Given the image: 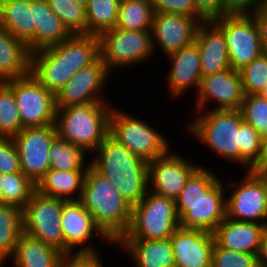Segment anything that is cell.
Wrapping results in <instances>:
<instances>
[{"label":"cell","mask_w":267,"mask_h":267,"mask_svg":"<svg viewBox=\"0 0 267 267\" xmlns=\"http://www.w3.org/2000/svg\"><path fill=\"white\" fill-rule=\"evenodd\" d=\"M195 42L199 47L202 77L231 68L224 32L212 20L199 24Z\"/></svg>","instance_id":"cell-22"},{"label":"cell","mask_w":267,"mask_h":267,"mask_svg":"<svg viewBox=\"0 0 267 267\" xmlns=\"http://www.w3.org/2000/svg\"><path fill=\"white\" fill-rule=\"evenodd\" d=\"M260 95L267 100V84L265 85L264 90L260 93Z\"/></svg>","instance_id":"cell-52"},{"label":"cell","mask_w":267,"mask_h":267,"mask_svg":"<svg viewBox=\"0 0 267 267\" xmlns=\"http://www.w3.org/2000/svg\"><path fill=\"white\" fill-rule=\"evenodd\" d=\"M240 112L243 121L252 125L263 138L267 136V100L260 94H244Z\"/></svg>","instance_id":"cell-39"},{"label":"cell","mask_w":267,"mask_h":267,"mask_svg":"<svg viewBox=\"0 0 267 267\" xmlns=\"http://www.w3.org/2000/svg\"><path fill=\"white\" fill-rule=\"evenodd\" d=\"M98 38L100 59L111 74L117 68L126 69L148 63L155 55L151 30L134 31L115 27L104 31Z\"/></svg>","instance_id":"cell-6"},{"label":"cell","mask_w":267,"mask_h":267,"mask_svg":"<svg viewBox=\"0 0 267 267\" xmlns=\"http://www.w3.org/2000/svg\"><path fill=\"white\" fill-rule=\"evenodd\" d=\"M252 16L259 30L262 49L267 52V0H262L261 5Z\"/></svg>","instance_id":"cell-48"},{"label":"cell","mask_w":267,"mask_h":267,"mask_svg":"<svg viewBox=\"0 0 267 267\" xmlns=\"http://www.w3.org/2000/svg\"><path fill=\"white\" fill-rule=\"evenodd\" d=\"M5 83L13 90L23 128L55 124L56 95L31 74Z\"/></svg>","instance_id":"cell-10"},{"label":"cell","mask_w":267,"mask_h":267,"mask_svg":"<svg viewBox=\"0 0 267 267\" xmlns=\"http://www.w3.org/2000/svg\"><path fill=\"white\" fill-rule=\"evenodd\" d=\"M80 201L113 243L127 233L132 221V206L114 184L91 165L85 174Z\"/></svg>","instance_id":"cell-2"},{"label":"cell","mask_w":267,"mask_h":267,"mask_svg":"<svg viewBox=\"0 0 267 267\" xmlns=\"http://www.w3.org/2000/svg\"><path fill=\"white\" fill-rule=\"evenodd\" d=\"M195 95V111L240 110L244 92L239 71L229 68L202 77Z\"/></svg>","instance_id":"cell-15"},{"label":"cell","mask_w":267,"mask_h":267,"mask_svg":"<svg viewBox=\"0 0 267 267\" xmlns=\"http://www.w3.org/2000/svg\"><path fill=\"white\" fill-rule=\"evenodd\" d=\"M63 200L35 190L22 209L23 233L64 253L61 228Z\"/></svg>","instance_id":"cell-9"},{"label":"cell","mask_w":267,"mask_h":267,"mask_svg":"<svg viewBox=\"0 0 267 267\" xmlns=\"http://www.w3.org/2000/svg\"><path fill=\"white\" fill-rule=\"evenodd\" d=\"M244 94H260L267 84V52L239 70Z\"/></svg>","instance_id":"cell-40"},{"label":"cell","mask_w":267,"mask_h":267,"mask_svg":"<svg viewBox=\"0 0 267 267\" xmlns=\"http://www.w3.org/2000/svg\"><path fill=\"white\" fill-rule=\"evenodd\" d=\"M212 21L224 32L233 70H241L264 52L252 15H224Z\"/></svg>","instance_id":"cell-11"},{"label":"cell","mask_w":267,"mask_h":267,"mask_svg":"<svg viewBox=\"0 0 267 267\" xmlns=\"http://www.w3.org/2000/svg\"><path fill=\"white\" fill-rule=\"evenodd\" d=\"M117 248H122L135 267H174L173 249L169 238L120 239Z\"/></svg>","instance_id":"cell-24"},{"label":"cell","mask_w":267,"mask_h":267,"mask_svg":"<svg viewBox=\"0 0 267 267\" xmlns=\"http://www.w3.org/2000/svg\"><path fill=\"white\" fill-rule=\"evenodd\" d=\"M155 13H174L195 17L200 23L206 21L195 9L193 0H152Z\"/></svg>","instance_id":"cell-43"},{"label":"cell","mask_w":267,"mask_h":267,"mask_svg":"<svg viewBox=\"0 0 267 267\" xmlns=\"http://www.w3.org/2000/svg\"><path fill=\"white\" fill-rule=\"evenodd\" d=\"M199 24L200 22L192 16L155 13L151 27L154 52L161 51L166 57L190 45L195 41Z\"/></svg>","instance_id":"cell-18"},{"label":"cell","mask_w":267,"mask_h":267,"mask_svg":"<svg viewBox=\"0 0 267 267\" xmlns=\"http://www.w3.org/2000/svg\"><path fill=\"white\" fill-rule=\"evenodd\" d=\"M0 27L28 45L35 38L36 29L31 3L1 0Z\"/></svg>","instance_id":"cell-28"},{"label":"cell","mask_w":267,"mask_h":267,"mask_svg":"<svg viewBox=\"0 0 267 267\" xmlns=\"http://www.w3.org/2000/svg\"><path fill=\"white\" fill-rule=\"evenodd\" d=\"M154 14L152 0H121L116 28L151 30Z\"/></svg>","instance_id":"cell-31"},{"label":"cell","mask_w":267,"mask_h":267,"mask_svg":"<svg viewBox=\"0 0 267 267\" xmlns=\"http://www.w3.org/2000/svg\"><path fill=\"white\" fill-rule=\"evenodd\" d=\"M57 137L55 124L23 128L12 139L17 147L21 171L34 183L50 169L49 150Z\"/></svg>","instance_id":"cell-12"},{"label":"cell","mask_w":267,"mask_h":267,"mask_svg":"<svg viewBox=\"0 0 267 267\" xmlns=\"http://www.w3.org/2000/svg\"><path fill=\"white\" fill-rule=\"evenodd\" d=\"M103 256L96 252L62 253L57 267H104Z\"/></svg>","instance_id":"cell-44"},{"label":"cell","mask_w":267,"mask_h":267,"mask_svg":"<svg viewBox=\"0 0 267 267\" xmlns=\"http://www.w3.org/2000/svg\"><path fill=\"white\" fill-rule=\"evenodd\" d=\"M218 173L200 166L187 180L175 202H197L204 198L220 181Z\"/></svg>","instance_id":"cell-37"},{"label":"cell","mask_w":267,"mask_h":267,"mask_svg":"<svg viewBox=\"0 0 267 267\" xmlns=\"http://www.w3.org/2000/svg\"><path fill=\"white\" fill-rule=\"evenodd\" d=\"M78 4H81L82 6L86 7L88 4V0H75Z\"/></svg>","instance_id":"cell-53"},{"label":"cell","mask_w":267,"mask_h":267,"mask_svg":"<svg viewBox=\"0 0 267 267\" xmlns=\"http://www.w3.org/2000/svg\"><path fill=\"white\" fill-rule=\"evenodd\" d=\"M180 227L173 199L148 190L145 197L132 207V221L121 239L169 238Z\"/></svg>","instance_id":"cell-7"},{"label":"cell","mask_w":267,"mask_h":267,"mask_svg":"<svg viewBox=\"0 0 267 267\" xmlns=\"http://www.w3.org/2000/svg\"><path fill=\"white\" fill-rule=\"evenodd\" d=\"M226 187L221 180L197 202H175L180 227L212 233L226 217Z\"/></svg>","instance_id":"cell-17"},{"label":"cell","mask_w":267,"mask_h":267,"mask_svg":"<svg viewBox=\"0 0 267 267\" xmlns=\"http://www.w3.org/2000/svg\"><path fill=\"white\" fill-rule=\"evenodd\" d=\"M150 124L152 122L148 123L147 119L137 118L114 105L110 114L109 135L133 154L150 162L172 148L168 137Z\"/></svg>","instance_id":"cell-5"},{"label":"cell","mask_w":267,"mask_h":267,"mask_svg":"<svg viewBox=\"0 0 267 267\" xmlns=\"http://www.w3.org/2000/svg\"><path fill=\"white\" fill-rule=\"evenodd\" d=\"M30 74L56 95L75 74L67 65V40L31 53Z\"/></svg>","instance_id":"cell-19"},{"label":"cell","mask_w":267,"mask_h":267,"mask_svg":"<svg viewBox=\"0 0 267 267\" xmlns=\"http://www.w3.org/2000/svg\"><path fill=\"white\" fill-rule=\"evenodd\" d=\"M2 264L5 265V263L0 259V267H4Z\"/></svg>","instance_id":"cell-55"},{"label":"cell","mask_w":267,"mask_h":267,"mask_svg":"<svg viewBox=\"0 0 267 267\" xmlns=\"http://www.w3.org/2000/svg\"><path fill=\"white\" fill-rule=\"evenodd\" d=\"M179 154L171 148L148 162V190L174 201L179 197L189 177L201 166Z\"/></svg>","instance_id":"cell-13"},{"label":"cell","mask_w":267,"mask_h":267,"mask_svg":"<svg viewBox=\"0 0 267 267\" xmlns=\"http://www.w3.org/2000/svg\"><path fill=\"white\" fill-rule=\"evenodd\" d=\"M88 154L83 148L57 136L53 140L48 154L50 169L58 171L87 170L90 166V160L86 158L90 157Z\"/></svg>","instance_id":"cell-32"},{"label":"cell","mask_w":267,"mask_h":267,"mask_svg":"<svg viewBox=\"0 0 267 267\" xmlns=\"http://www.w3.org/2000/svg\"><path fill=\"white\" fill-rule=\"evenodd\" d=\"M31 6L36 25L35 38L28 44L31 53L62 43L72 35L46 0L32 1Z\"/></svg>","instance_id":"cell-25"},{"label":"cell","mask_w":267,"mask_h":267,"mask_svg":"<svg viewBox=\"0 0 267 267\" xmlns=\"http://www.w3.org/2000/svg\"><path fill=\"white\" fill-rule=\"evenodd\" d=\"M36 190L34 184L22 171L3 175L1 203L16 205L23 209Z\"/></svg>","instance_id":"cell-35"},{"label":"cell","mask_w":267,"mask_h":267,"mask_svg":"<svg viewBox=\"0 0 267 267\" xmlns=\"http://www.w3.org/2000/svg\"><path fill=\"white\" fill-rule=\"evenodd\" d=\"M121 0H88L86 34L99 36L116 27Z\"/></svg>","instance_id":"cell-34"},{"label":"cell","mask_w":267,"mask_h":267,"mask_svg":"<svg viewBox=\"0 0 267 267\" xmlns=\"http://www.w3.org/2000/svg\"><path fill=\"white\" fill-rule=\"evenodd\" d=\"M262 0H221L222 16L252 15L261 5Z\"/></svg>","instance_id":"cell-46"},{"label":"cell","mask_w":267,"mask_h":267,"mask_svg":"<svg viewBox=\"0 0 267 267\" xmlns=\"http://www.w3.org/2000/svg\"><path fill=\"white\" fill-rule=\"evenodd\" d=\"M196 117L185 127L188 135L213 151L217 157L227 159L241 167V122L240 110L194 111ZM198 113V114H197ZM202 115V116H201Z\"/></svg>","instance_id":"cell-4"},{"label":"cell","mask_w":267,"mask_h":267,"mask_svg":"<svg viewBox=\"0 0 267 267\" xmlns=\"http://www.w3.org/2000/svg\"><path fill=\"white\" fill-rule=\"evenodd\" d=\"M257 260L259 267H267V227L261 237Z\"/></svg>","instance_id":"cell-50"},{"label":"cell","mask_w":267,"mask_h":267,"mask_svg":"<svg viewBox=\"0 0 267 267\" xmlns=\"http://www.w3.org/2000/svg\"><path fill=\"white\" fill-rule=\"evenodd\" d=\"M262 137L256 129L241 122V168L251 170V167L258 161L261 152Z\"/></svg>","instance_id":"cell-41"},{"label":"cell","mask_w":267,"mask_h":267,"mask_svg":"<svg viewBox=\"0 0 267 267\" xmlns=\"http://www.w3.org/2000/svg\"><path fill=\"white\" fill-rule=\"evenodd\" d=\"M2 186H3V174L0 173V203H1Z\"/></svg>","instance_id":"cell-51"},{"label":"cell","mask_w":267,"mask_h":267,"mask_svg":"<svg viewBox=\"0 0 267 267\" xmlns=\"http://www.w3.org/2000/svg\"><path fill=\"white\" fill-rule=\"evenodd\" d=\"M211 267H259L257 254L227 250L214 244Z\"/></svg>","instance_id":"cell-42"},{"label":"cell","mask_w":267,"mask_h":267,"mask_svg":"<svg viewBox=\"0 0 267 267\" xmlns=\"http://www.w3.org/2000/svg\"><path fill=\"white\" fill-rule=\"evenodd\" d=\"M30 65L28 45L0 27V82L29 75Z\"/></svg>","instance_id":"cell-26"},{"label":"cell","mask_w":267,"mask_h":267,"mask_svg":"<svg viewBox=\"0 0 267 267\" xmlns=\"http://www.w3.org/2000/svg\"><path fill=\"white\" fill-rule=\"evenodd\" d=\"M266 225L231 220L227 217L213 230L214 242L227 250L258 254Z\"/></svg>","instance_id":"cell-23"},{"label":"cell","mask_w":267,"mask_h":267,"mask_svg":"<svg viewBox=\"0 0 267 267\" xmlns=\"http://www.w3.org/2000/svg\"><path fill=\"white\" fill-rule=\"evenodd\" d=\"M99 57L98 36L74 34L67 39V65L75 73L92 65Z\"/></svg>","instance_id":"cell-33"},{"label":"cell","mask_w":267,"mask_h":267,"mask_svg":"<svg viewBox=\"0 0 267 267\" xmlns=\"http://www.w3.org/2000/svg\"><path fill=\"white\" fill-rule=\"evenodd\" d=\"M21 172L17 147L12 138H0V173Z\"/></svg>","instance_id":"cell-45"},{"label":"cell","mask_w":267,"mask_h":267,"mask_svg":"<svg viewBox=\"0 0 267 267\" xmlns=\"http://www.w3.org/2000/svg\"><path fill=\"white\" fill-rule=\"evenodd\" d=\"M86 171L49 169L36 184V190L43 195L65 201L80 200Z\"/></svg>","instance_id":"cell-29"},{"label":"cell","mask_w":267,"mask_h":267,"mask_svg":"<svg viewBox=\"0 0 267 267\" xmlns=\"http://www.w3.org/2000/svg\"><path fill=\"white\" fill-rule=\"evenodd\" d=\"M174 267H211L213 234L179 227L171 236Z\"/></svg>","instance_id":"cell-21"},{"label":"cell","mask_w":267,"mask_h":267,"mask_svg":"<svg viewBox=\"0 0 267 267\" xmlns=\"http://www.w3.org/2000/svg\"><path fill=\"white\" fill-rule=\"evenodd\" d=\"M110 72L100 57L90 66L82 68L74 74L69 82L56 94V107L109 102L105 87L108 85ZM105 94V95H104Z\"/></svg>","instance_id":"cell-16"},{"label":"cell","mask_w":267,"mask_h":267,"mask_svg":"<svg viewBox=\"0 0 267 267\" xmlns=\"http://www.w3.org/2000/svg\"><path fill=\"white\" fill-rule=\"evenodd\" d=\"M61 255L58 249L22 233L7 262L12 267H57Z\"/></svg>","instance_id":"cell-27"},{"label":"cell","mask_w":267,"mask_h":267,"mask_svg":"<svg viewBox=\"0 0 267 267\" xmlns=\"http://www.w3.org/2000/svg\"><path fill=\"white\" fill-rule=\"evenodd\" d=\"M243 174L239 182L225 184L226 192H231L226 194V217L267 226V174L250 170Z\"/></svg>","instance_id":"cell-8"},{"label":"cell","mask_w":267,"mask_h":267,"mask_svg":"<svg viewBox=\"0 0 267 267\" xmlns=\"http://www.w3.org/2000/svg\"><path fill=\"white\" fill-rule=\"evenodd\" d=\"M112 102H95L57 108V136L83 148L89 155L109 135Z\"/></svg>","instance_id":"cell-3"},{"label":"cell","mask_w":267,"mask_h":267,"mask_svg":"<svg viewBox=\"0 0 267 267\" xmlns=\"http://www.w3.org/2000/svg\"><path fill=\"white\" fill-rule=\"evenodd\" d=\"M23 233L22 209L0 203V259L6 264Z\"/></svg>","instance_id":"cell-30"},{"label":"cell","mask_w":267,"mask_h":267,"mask_svg":"<svg viewBox=\"0 0 267 267\" xmlns=\"http://www.w3.org/2000/svg\"><path fill=\"white\" fill-rule=\"evenodd\" d=\"M256 173L267 174V136L262 138L261 152L258 161L251 167V170Z\"/></svg>","instance_id":"cell-49"},{"label":"cell","mask_w":267,"mask_h":267,"mask_svg":"<svg viewBox=\"0 0 267 267\" xmlns=\"http://www.w3.org/2000/svg\"><path fill=\"white\" fill-rule=\"evenodd\" d=\"M196 11L206 20L222 17L221 0H193Z\"/></svg>","instance_id":"cell-47"},{"label":"cell","mask_w":267,"mask_h":267,"mask_svg":"<svg viewBox=\"0 0 267 267\" xmlns=\"http://www.w3.org/2000/svg\"><path fill=\"white\" fill-rule=\"evenodd\" d=\"M169 62V69L166 74V85H168V96L177 100L189 89L195 88L198 91L201 74V59L197 43L194 41L180 50L166 56ZM191 87V88H190Z\"/></svg>","instance_id":"cell-20"},{"label":"cell","mask_w":267,"mask_h":267,"mask_svg":"<svg viewBox=\"0 0 267 267\" xmlns=\"http://www.w3.org/2000/svg\"><path fill=\"white\" fill-rule=\"evenodd\" d=\"M61 228L64 235V253L98 251L96 243L92 245L91 241L96 235L102 242L116 246L96 225L93 216L80 200H63Z\"/></svg>","instance_id":"cell-14"},{"label":"cell","mask_w":267,"mask_h":267,"mask_svg":"<svg viewBox=\"0 0 267 267\" xmlns=\"http://www.w3.org/2000/svg\"><path fill=\"white\" fill-rule=\"evenodd\" d=\"M51 10L61 19L68 31L86 34V9L75 0H46Z\"/></svg>","instance_id":"cell-38"},{"label":"cell","mask_w":267,"mask_h":267,"mask_svg":"<svg viewBox=\"0 0 267 267\" xmlns=\"http://www.w3.org/2000/svg\"><path fill=\"white\" fill-rule=\"evenodd\" d=\"M22 129L13 90L0 82V138H13Z\"/></svg>","instance_id":"cell-36"},{"label":"cell","mask_w":267,"mask_h":267,"mask_svg":"<svg viewBox=\"0 0 267 267\" xmlns=\"http://www.w3.org/2000/svg\"><path fill=\"white\" fill-rule=\"evenodd\" d=\"M89 158L90 165L111 181L133 207L148 191V162L108 135Z\"/></svg>","instance_id":"cell-1"},{"label":"cell","mask_w":267,"mask_h":267,"mask_svg":"<svg viewBox=\"0 0 267 267\" xmlns=\"http://www.w3.org/2000/svg\"><path fill=\"white\" fill-rule=\"evenodd\" d=\"M16 1H24V2H32V1H36V0H16Z\"/></svg>","instance_id":"cell-54"}]
</instances>
